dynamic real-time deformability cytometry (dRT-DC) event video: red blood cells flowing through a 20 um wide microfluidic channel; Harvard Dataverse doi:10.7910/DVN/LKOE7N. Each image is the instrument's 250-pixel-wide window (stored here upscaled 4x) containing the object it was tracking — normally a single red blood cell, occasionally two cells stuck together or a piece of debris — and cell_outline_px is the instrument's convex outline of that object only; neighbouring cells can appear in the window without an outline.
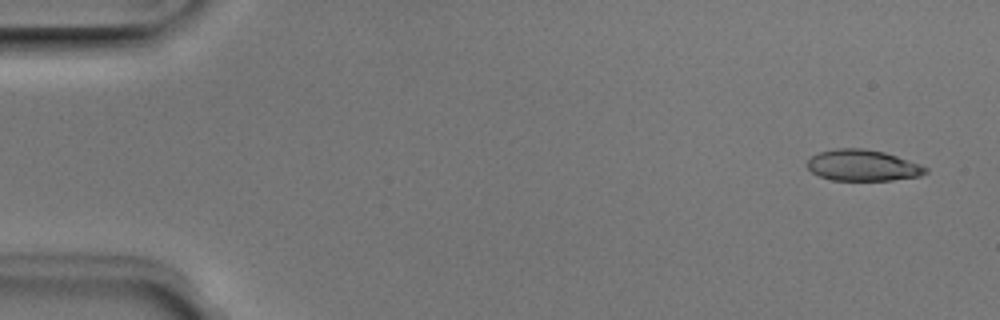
{"species": "Egyptian fruit bat (a non-hibernating species)", "species_latin": "Rousettus aegyptiacus", "temperature_condition": "room temperature", "stored_images_in_passage": 5, "camera_frame_rate_fps": 3000, "um_per_image_px": 0.085, "animal": {"sex": "male"}, "frame": {"image": 1, "passage_image": 1, "time_ms": 0.0, "image_size_px": [1000, 320], "cell_outline_px": [[928, 172], [920, 176], [892, 180], [832, 180], [820, 176], [812, 172], [808, 168], [808, 160], [812, 156], [820, 152], [836, 148], [864, 148], [884, 152], [920, 164], [928, 168]], "centroid_in_image_um": [73.35, 14.06], "position_along_channel_um": 11.7, "area_um2": 21.39}}
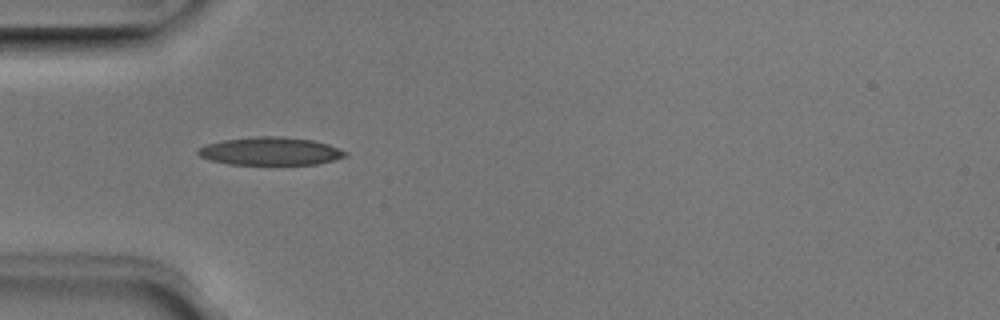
{"frame": {"image": 2, "passage_image": 4, "time_ms": 1.0, "image_size_px": [1000, 320], "cell_outline_px": [[348, 156], [316, 164], [228, 164], [212, 160], [200, 156], [196, 152], [200, 148], [208, 144], [220, 140], [256, 136], [280, 136], [312, 140], [328, 144], [348, 152]], "centroid_in_image_um": [23.0, 12.84], "position_along_channel_um": 62.0, "area_um2": 23.87}}